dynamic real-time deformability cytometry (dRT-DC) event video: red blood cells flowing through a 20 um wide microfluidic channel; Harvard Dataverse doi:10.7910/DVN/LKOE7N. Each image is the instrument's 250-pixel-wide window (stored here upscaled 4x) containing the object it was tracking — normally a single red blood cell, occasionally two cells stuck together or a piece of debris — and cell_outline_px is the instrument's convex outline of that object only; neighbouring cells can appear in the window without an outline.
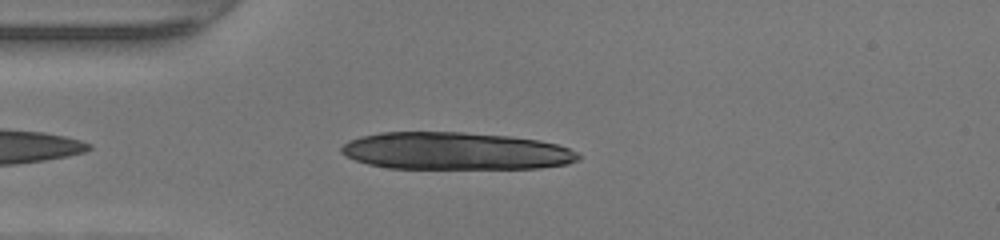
{"species": "human", "species_latin": "Homo sapiens", "temperature_condition": "warm", "stored_images_in_passage": 35, "camera_frame_rate_fps": 3000, "um_per_image_px": 0.085, "donor": {"sex": "female"}, "frame": {"image": 1, "passage_image": 3, "time_ms": 0.667, "image_size_px": [1000, 240], "cell_outline_px": [[580, 160], [568, 164], [540, 168], [388, 168], [368, 164], [356, 160], [340, 152], [340, 148], [348, 140], [360, 136], [380, 132], [464, 132], [512, 136], [536, 140], [556, 144], [568, 148], [576, 152], [580, 156]], "centroid_in_image_um": [38.71, 12.83], "position_along_channel_um": 46.3, "area_um2": 51.73}}